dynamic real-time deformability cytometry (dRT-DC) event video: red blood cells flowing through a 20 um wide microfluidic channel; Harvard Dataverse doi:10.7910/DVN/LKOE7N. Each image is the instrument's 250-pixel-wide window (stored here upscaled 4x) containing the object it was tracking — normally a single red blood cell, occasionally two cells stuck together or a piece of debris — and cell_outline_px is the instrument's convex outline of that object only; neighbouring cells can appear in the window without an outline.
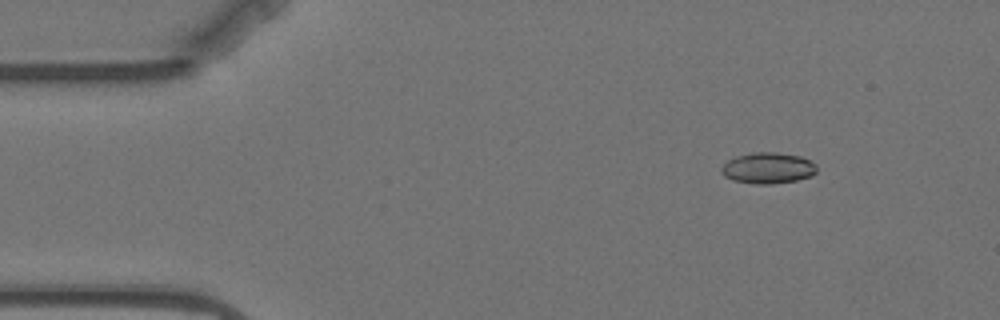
{"species": "Egyptian fruit bat (a non-hibernating species)", "species_latin": "Rousettus aegyptiacus", "temperature_condition": "warm", "stored_images_in_passage": 8, "camera_frame_rate_fps": 3000, "um_per_image_px": 0.085, "animal": {"sex": "female"}, "frame": {"image": 1, "passage_image": 1, "time_ms": 0.0, "image_size_px": [1000, 320], "cell_outline_px": [[816, 172], [812, 176], [796, 180], [772, 184], [756, 184], [732, 180], [724, 176], [720, 172], [720, 168], [728, 160], [736, 156], [752, 152], [776, 152], [800, 156], [816, 164]], "centroid_in_image_um": [65.25, 14.28], "position_along_channel_um": 19.7, "area_um2": 17.34}}
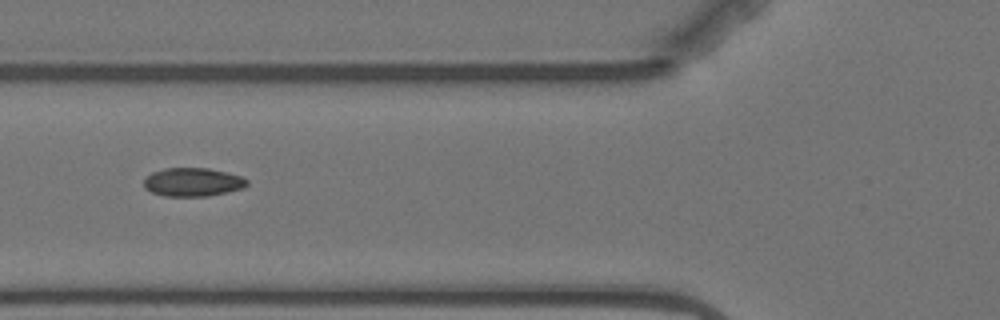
{"frame": {"image": 2, "passage_image": 5, "time_ms": 4.667, "image_size_px": [1000, 320], "cell_outline_px": [[248, 184], [244, 188], [208, 196], [164, 196], [152, 192], [144, 188], [144, 180], [152, 172], [164, 168], [208, 168], [228, 172], [240, 176], [248, 180]], "centroid_in_image_um": [16.39, 15.47], "position_along_channel_um": 109.4, "area_um2": 17.17}}
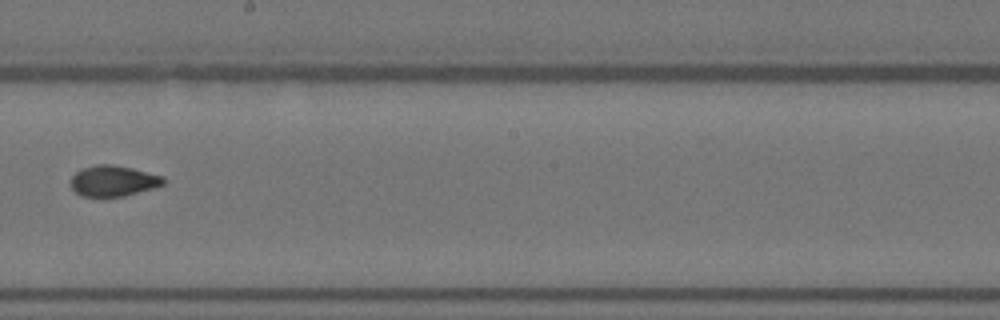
{"frame": {"image": 3, "passage_image": 8, "time_ms": 8.333, "image_size_px": [1000, 320], "cell_outline_px": [[164, 184], [152, 188], [124, 196], [80, 196], [72, 188], [72, 176], [80, 168], [96, 164], [112, 164], [132, 168], [164, 176]], "centroid_in_image_um": [9.62, 15.36], "position_along_channel_um": 238.6, "area_um2": 16.53}}